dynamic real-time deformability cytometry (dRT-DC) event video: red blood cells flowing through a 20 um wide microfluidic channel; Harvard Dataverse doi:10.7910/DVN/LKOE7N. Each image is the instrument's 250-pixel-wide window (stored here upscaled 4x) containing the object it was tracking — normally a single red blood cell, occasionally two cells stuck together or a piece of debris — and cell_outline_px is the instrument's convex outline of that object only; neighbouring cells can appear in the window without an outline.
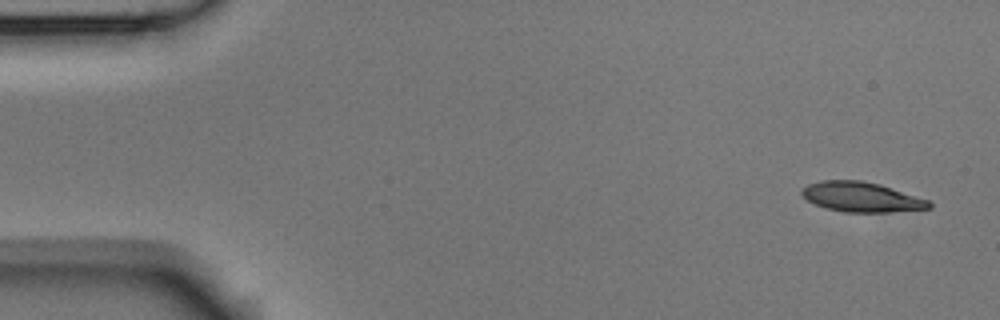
{"species": "Egyptian fruit bat (a non-hibernating species)", "species_latin": "Rousettus aegyptiacus", "temperature_condition": "room temperature", "stored_images_in_passage": 5, "camera_frame_rate_fps": 3000, "um_per_image_px": 0.085, "animal": {"sex": "male"}, "frame": {"image": 1, "passage_image": 1, "time_ms": 0.0, "image_size_px": [1000, 320], "cell_outline_px": [[932, 208], [888, 212], [844, 212], [828, 208], [816, 204], [808, 200], [800, 192], [800, 188], [808, 184], [820, 180], [860, 180], [880, 184], [928, 200], [932, 204]], "centroid_in_image_um": [73.2, 16.73], "position_along_channel_um": 11.8, "area_um2": 22.02}}
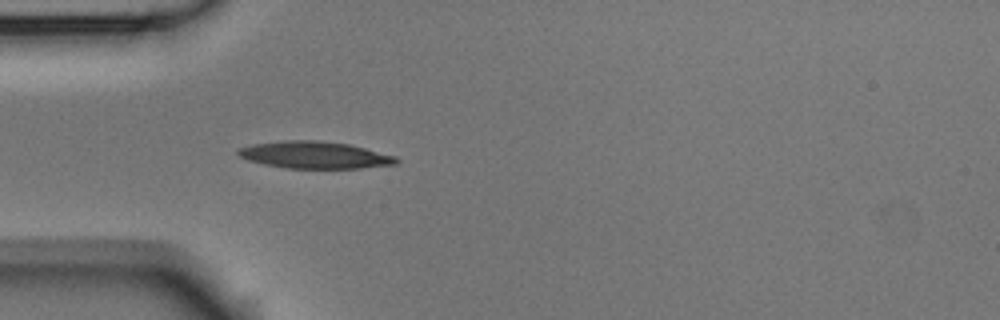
{"frame": {"image": 2, "passage_image": 5, "time_ms": 1.333, "image_size_px": [1000, 320], "cell_outline_px": [[400, 160], [396, 164], [360, 168], [284, 168], [264, 164], [248, 160], [240, 156], [236, 152], [240, 148], [252, 144], [284, 140], [316, 140], [348, 144], [396, 156]], "centroid_in_image_um": [26.74, 13.17], "position_along_channel_um": 58.3, "area_um2": 24.8}}